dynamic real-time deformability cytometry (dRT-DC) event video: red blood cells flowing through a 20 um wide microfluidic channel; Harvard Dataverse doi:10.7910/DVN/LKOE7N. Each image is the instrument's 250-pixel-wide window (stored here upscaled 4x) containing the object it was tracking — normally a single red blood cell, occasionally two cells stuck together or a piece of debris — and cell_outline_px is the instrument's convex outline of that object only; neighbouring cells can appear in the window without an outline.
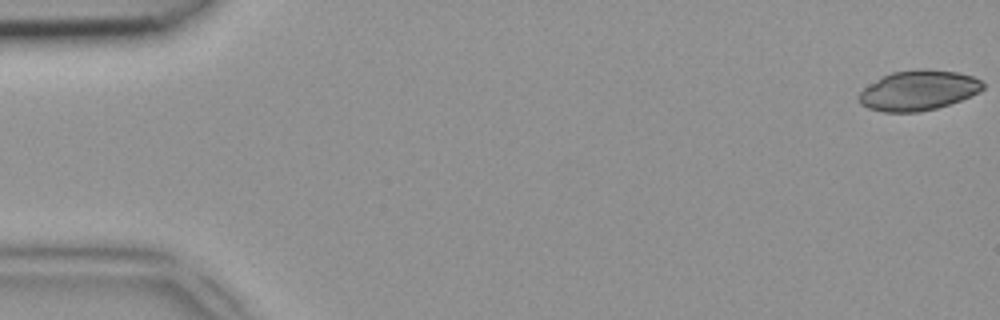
{"species": "common noctule bat (a hibernating species)", "species_latin": "Nyctalus noctula", "temperature_condition": "room temperature", "stored_images_in_passage": 47, "camera_frame_rate_fps": 3000, "um_per_image_px": 0.085, "animal": {"sex": "female", "body_mass_g": 18.4}, "frame": {"image": 1, "passage_image": 1, "time_ms": 0.0, "image_size_px": [1000, 320], "cell_outline_px": [[984, 88], [980, 92], [960, 100], [936, 108], [916, 112], [884, 112], [868, 108], [860, 104], [856, 96], [864, 88], [880, 76], [892, 72], [920, 68], [924, 68], [956, 72], [972, 76], [980, 80], [984, 84]], "centroid_in_image_um": [78.02, 7.67], "position_along_channel_um": 7.0, "area_um2": 29.07}}
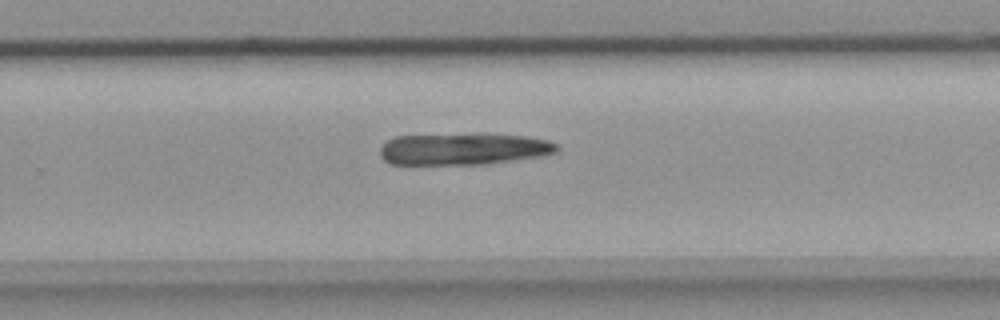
{"frame": {"image": 2, "passage_image": 31, "time_ms": 10.0, "image_size_px": [1000, 320], "cell_outline_px": [[560, 148], [556, 152], [544, 156], [488, 164], [388, 164], [380, 156], [380, 148], [388, 140], [396, 136], [480, 132], [488, 132], [528, 136], [548, 140], [556, 144]], "centroid_in_image_um": [39.45, 12.63], "position_along_channel_um": 290.4, "area_um2": 33.81}}
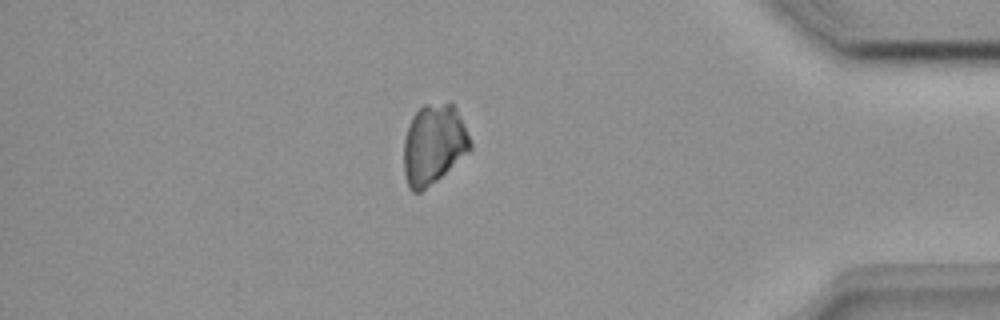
{"frame": {"image": 3, "passage_image": 41, "time_ms": 13.333, "image_size_px": [1000, 320], "cell_outline_px": [[472, 148], [468, 152], [436, 180], [420, 192], [412, 192], [408, 188], [404, 176], [404, 140], [412, 116], [424, 104], [452, 104], [464, 124], [472, 144]], "centroid_in_image_um": [36.83, 12.29], "position_along_channel_um": 398.4, "area_um2": 30.46}}